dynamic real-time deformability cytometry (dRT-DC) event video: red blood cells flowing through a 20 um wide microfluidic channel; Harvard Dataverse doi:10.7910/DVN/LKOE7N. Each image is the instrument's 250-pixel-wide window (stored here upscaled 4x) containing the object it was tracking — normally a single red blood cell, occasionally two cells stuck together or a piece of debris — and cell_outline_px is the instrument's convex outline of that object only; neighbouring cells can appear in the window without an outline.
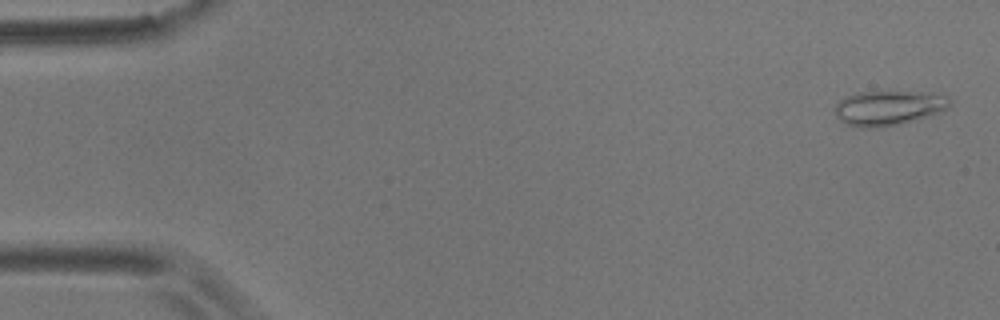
{"species": "common noctule bat (a hibernating species)", "species_latin": "Nyctalus noctula", "temperature_condition": "room temperature", "stored_images_in_passage": 56, "camera_frame_rate_fps": 3000, "um_per_image_px": 0.085, "animal": {"sex": "male", "body_mass_g": 17.9}, "frame": {"image": 1, "passage_image": 2, "time_ms": 0.333, "image_size_px": [1000, 320], "cell_outline_px": [[948, 108], [928, 116], [896, 124], [876, 128], [860, 128], [848, 124], [840, 120], [836, 116], [836, 104], [840, 100], [856, 92], [924, 92], [944, 96], [948, 100]], "centroid_in_image_um": [75.46, 9.18], "position_along_channel_um": 9.5, "area_um2": 22.66}}
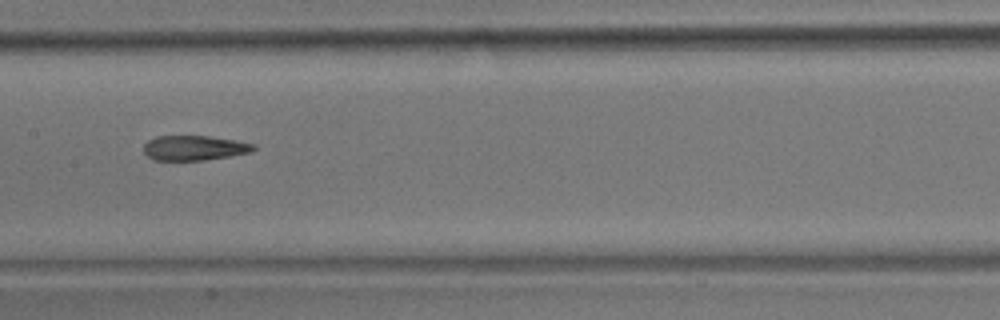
{"frame": {"image": 2, "passage_image": 28, "time_ms": 9.0, "image_size_px": [1000, 320], "cell_outline_px": [[256, 148], [252, 152], [204, 160], [152, 160], [144, 152], [144, 144], [148, 140], [156, 136], [208, 136], [236, 140], [256, 144]], "centroid_in_image_um": [16.52, 12.57], "position_along_channel_um": 190.9, "area_um2": 15.95}}
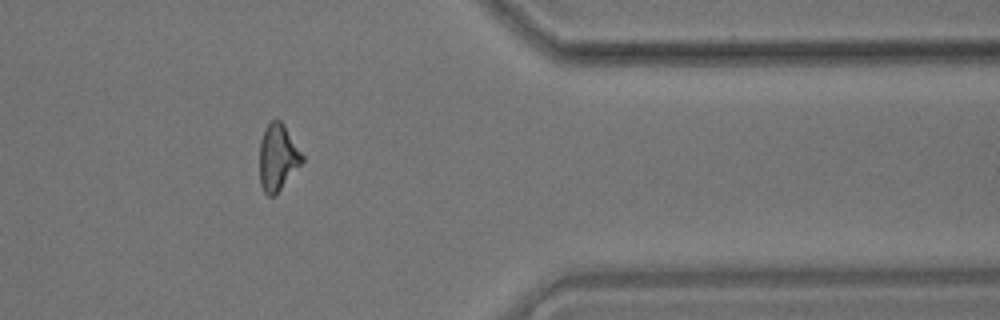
{"frame": {"image": 3, "passage_image": 46, "time_ms": 15.0, "image_size_px": [1000, 320], "cell_outline_px": [[304, 160], [276, 196], [268, 196], [264, 192], [260, 184], [260, 140], [264, 128], [272, 120], [280, 120], [284, 124], [304, 156]], "centroid_in_image_um": [23.61, 13.39], "position_along_channel_um": 387.8, "area_um2": 16.65}, "authors_computed_cell_mechanics": {"area_um2": 16.9932, "velocity_mm_per_s": 3.5764, "shape_relaxation_time_tau1_ms": 10.9163, "shape_relaxation_time_tau2_ms": 3.4371, "deformation_change_tau1": 0.2527, "deformation_change_tau2": 0.1288}}